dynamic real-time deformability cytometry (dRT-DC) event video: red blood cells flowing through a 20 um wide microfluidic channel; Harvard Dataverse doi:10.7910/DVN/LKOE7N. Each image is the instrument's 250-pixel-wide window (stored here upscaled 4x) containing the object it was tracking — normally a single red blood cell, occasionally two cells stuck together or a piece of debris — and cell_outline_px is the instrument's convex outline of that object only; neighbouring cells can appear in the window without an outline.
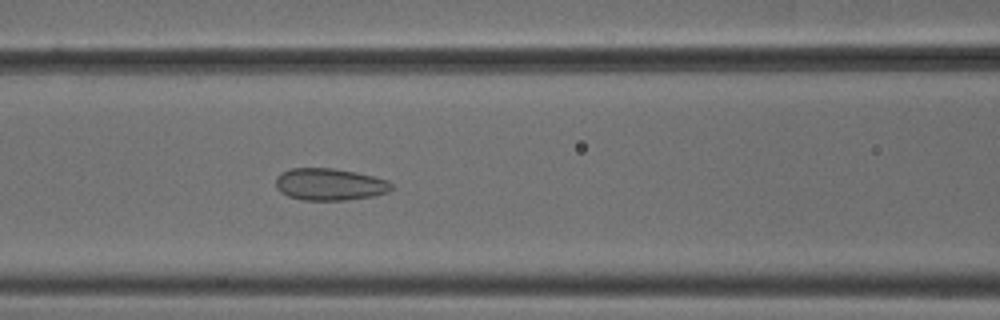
{"species": "common noctule bat (a hibernating species)", "species_latin": "Nyctalus noctula", "temperature_condition": "cold", "stored_images_in_passage": 44, "camera_frame_rate_fps": 3000, "um_per_image_px": 0.085, "animal": {"sex": "male", "body_mass_g": 18.8}, "frame": {"image": 1, "passage_image": 14, "time_ms": 4.333, "image_size_px": [1000, 320], "cell_outline_px": [[392, 188], [388, 192], [372, 196], [344, 200], [304, 200], [288, 196], [280, 192], [276, 188], [276, 176], [280, 172], [292, 168], [332, 168], [356, 172], [388, 180], [392, 184]], "centroid_in_image_um": [27.99, 15.66], "position_along_channel_um": 138.6, "area_um2": 21.62}}
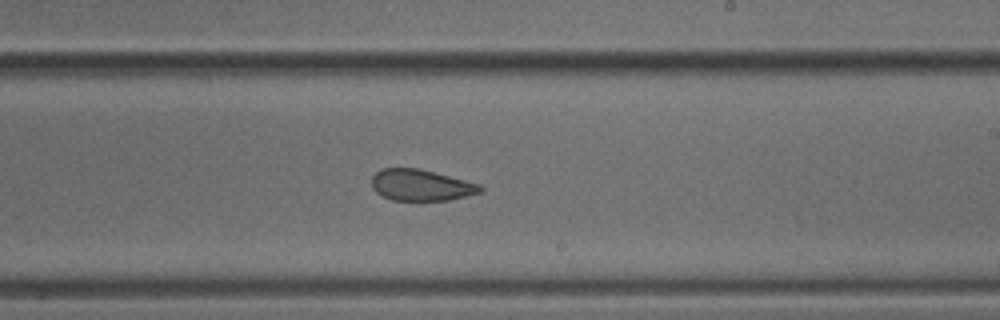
{"frame": {"image": 2, "passage_image": 23, "time_ms": 7.333, "image_size_px": [1000, 320], "cell_outline_px": [[484, 188], [480, 192], [448, 200], [392, 200], [376, 192], [372, 188], [372, 176], [380, 168], [420, 168], [480, 184]], "centroid_in_image_um": [35.76, 15.72], "position_along_channel_um": 253.2, "area_um2": 19.71}}
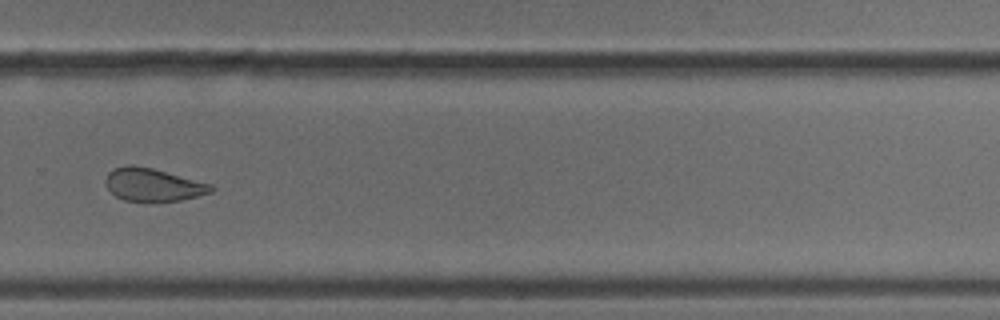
{"frame": {"image": 3, "passage_image": 28, "time_ms": 9.0, "image_size_px": [1000, 320], "cell_outline_px": [[216, 188], [212, 192], [180, 200], [156, 204], [144, 204], [124, 200], [116, 196], [104, 184], [104, 180], [108, 172], [116, 168], [128, 164], [132, 164], [152, 168], [212, 184]], "centroid_in_image_um": [12.99, 15.75], "position_along_channel_um": 316.8, "area_um2": 20.92}, "authors_computed_cell_mechanics": {"area_um2": 22.1663, "velocity_mm_per_s": 3.8245, "shape_relaxation_time_tau1_ms": null, "shape_relaxation_time_tau2_ms": 1.798, "deformation_change_tau1": null, "deformation_change_tau2": 0.0525}}